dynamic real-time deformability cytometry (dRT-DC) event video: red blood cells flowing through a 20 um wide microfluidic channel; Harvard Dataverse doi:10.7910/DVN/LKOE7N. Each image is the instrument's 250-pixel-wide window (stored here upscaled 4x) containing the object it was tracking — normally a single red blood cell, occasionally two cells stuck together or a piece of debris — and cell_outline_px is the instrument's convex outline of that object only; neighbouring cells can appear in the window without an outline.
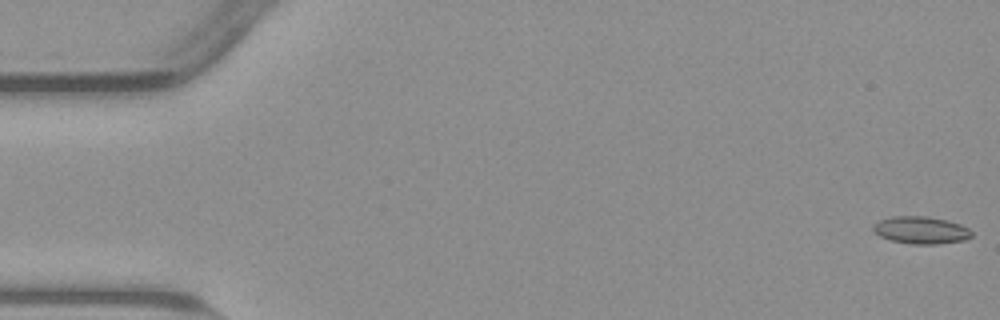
{"species": "common noctule bat (a hibernating species)", "species_latin": "Nyctalus noctula", "temperature_condition": "warm", "stored_images_in_passage": 54, "camera_frame_rate_fps": 3000, "um_per_image_px": 0.085, "animal": {"sex": "male", "body_mass_g": 23.1, "forearm_length_mm": 52.7}, "frame": {"image": 1, "passage_image": 1, "time_ms": 0.0, "image_size_px": [1000, 320], "cell_outline_px": [[972, 236], [964, 240], [936, 244], [912, 244], [892, 240], [880, 236], [872, 228], [872, 224], [880, 220], [892, 216], [928, 216], [960, 224], [968, 228], [972, 232]], "centroid_in_image_um": [78.27, 19.55], "position_along_channel_um": 6.7, "area_um2": 15.55}}
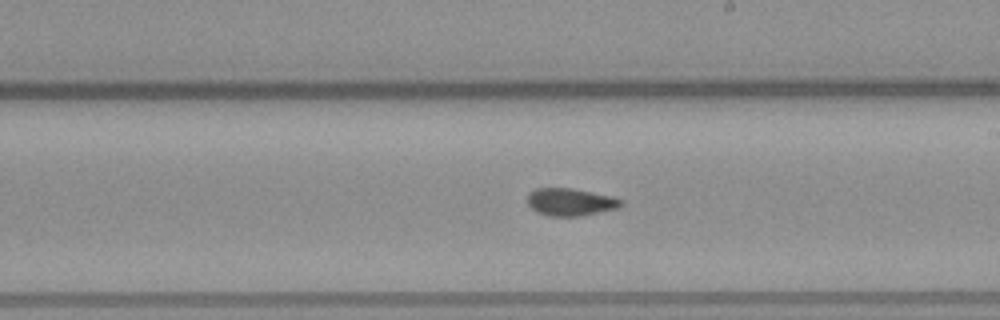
{"frame": {"image": 2, "passage_image": 31, "time_ms": 10.0, "image_size_px": [1000, 320], "cell_outline_px": [[624, 204], [616, 208], [580, 216], [548, 216], [536, 212], [528, 204], [528, 192], [536, 188], [572, 188], [612, 196], [624, 200]], "centroid_in_image_um": [48.48, 17.16], "position_along_channel_um": 240.5, "area_um2": 15.03}}
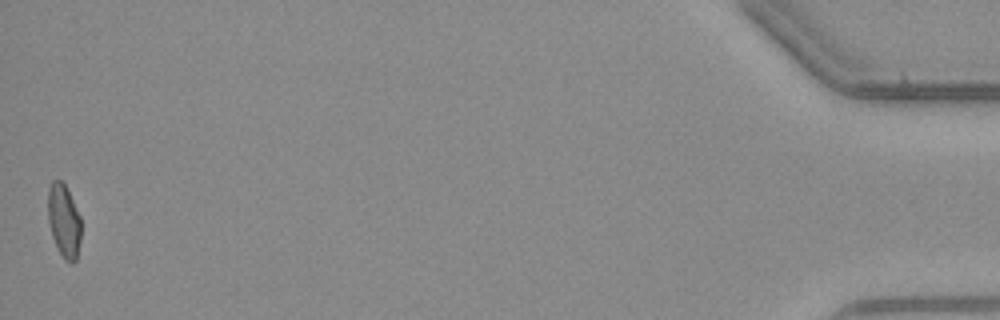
{"frame": {"image": 3, "passage_image": 54, "time_ms": 17.667, "image_size_px": [1000, 320], "cell_outline_px": [[80, 240], [76, 260], [72, 264], [64, 260], [52, 236], [48, 220], [48, 188], [52, 180], [60, 180], [64, 184], [80, 216]], "centroid_in_image_um": [5.42, 18.78], "position_along_channel_um": 429.8, "area_um2": 13.93}, "authors_computed_cell_mechanics": {"area_um2": 15.1147, "velocity_mm_per_s": 3.8342, "shape_relaxation_time_tau1_ms": null, "shape_relaxation_time_tau2_ms": 3.2331, "deformation_change_tau1": null, "deformation_change_tau2": 0.0852}}